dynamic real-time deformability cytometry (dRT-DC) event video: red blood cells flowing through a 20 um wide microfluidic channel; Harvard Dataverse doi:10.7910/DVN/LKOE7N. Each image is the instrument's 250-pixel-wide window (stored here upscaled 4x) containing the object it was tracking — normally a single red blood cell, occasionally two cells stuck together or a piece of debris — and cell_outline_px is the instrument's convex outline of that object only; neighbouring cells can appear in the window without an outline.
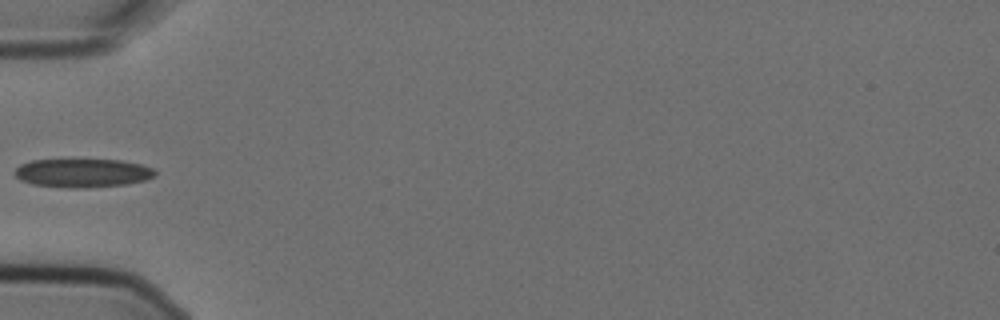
{"species": "Egyptian fruit bat (a non-hibernating species)", "species_latin": "Rousettus aegyptiacus", "temperature_condition": "cold", "stored_images_in_passage": 4, "camera_frame_rate_fps": 3000, "um_per_image_px": 0.085, "animal": {"sex": "female"}, "frame": {"image": 1, "passage_image": 3, "time_ms": 0.667, "image_size_px": [1000, 320], "cell_outline_px": [[156, 176], [144, 180], [124, 184], [84, 188], [68, 188], [32, 184], [20, 180], [12, 172], [20, 164], [32, 160], [120, 160], [140, 164], [152, 168], [156, 172]], "centroid_in_image_um": [6.98, 14.7], "position_along_channel_um": 78.0, "area_um2": 23.35}}
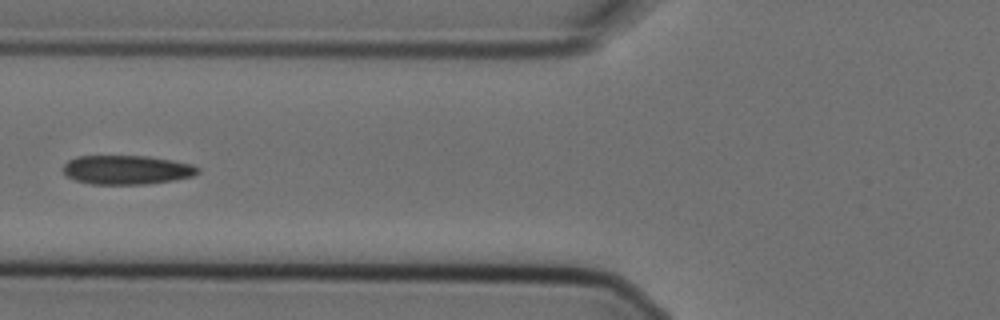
{"frame": {"image": 2, "passage_image": 4, "time_ms": 1.0, "image_size_px": [1000, 320], "cell_outline_px": [[200, 172], [192, 176], [172, 180], [144, 184], [92, 184], [76, 180], [68, 176], [60, 168], [68, 160], [76, 156], [148, 156], [172, 160], [192, 164], [200, 168]], "centroid_in_image_um": [10.76, 14.42], "position_along_channel_um": 115.0, "area_um2": 22.83}}